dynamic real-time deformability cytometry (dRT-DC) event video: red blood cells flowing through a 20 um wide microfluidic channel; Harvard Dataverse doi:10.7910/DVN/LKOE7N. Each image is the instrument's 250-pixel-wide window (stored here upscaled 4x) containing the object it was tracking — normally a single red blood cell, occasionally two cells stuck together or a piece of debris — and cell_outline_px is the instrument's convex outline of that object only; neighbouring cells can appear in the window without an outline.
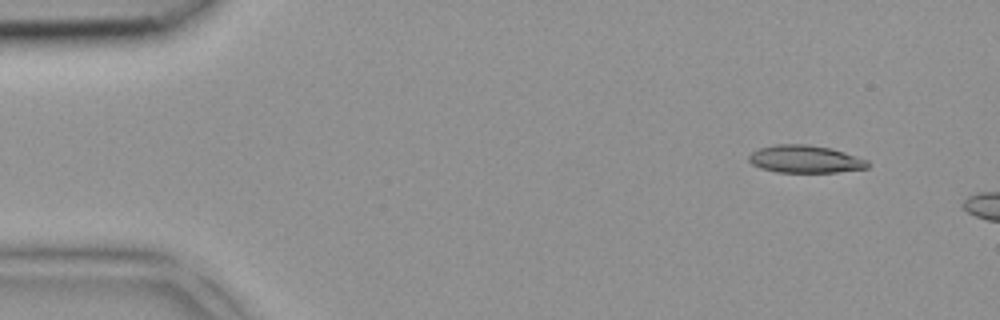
{"species": "common noctule bat (a hibernating species)", "species_latin": "Nyctalus noctula", "temperature_condition": "room temperature", "stored_images_in_passage": 3, "camera_frame_rate_fps": 3000, "um_per_image_px": 0.085, "animal": {"sex": "female", "body_mass_g": 18.4}, "frame": {"image": 1, "passage_image": 1, "time_ms": 0.0, "image_size_px": [1000, 320], "cell_outline_px": [[872, 164], [868, 168], [836, 172], [776, 172], [760, 168], [752, 164], [748, 160], [748, 156], [752, 152], [760, 148], [776, 144], [808, 144], [832, 148], [868, 160]], "centroid_in_image_um": [68.46, 13.52], "position_along_channel_um": 16.5, "area_um2": 19.25}}